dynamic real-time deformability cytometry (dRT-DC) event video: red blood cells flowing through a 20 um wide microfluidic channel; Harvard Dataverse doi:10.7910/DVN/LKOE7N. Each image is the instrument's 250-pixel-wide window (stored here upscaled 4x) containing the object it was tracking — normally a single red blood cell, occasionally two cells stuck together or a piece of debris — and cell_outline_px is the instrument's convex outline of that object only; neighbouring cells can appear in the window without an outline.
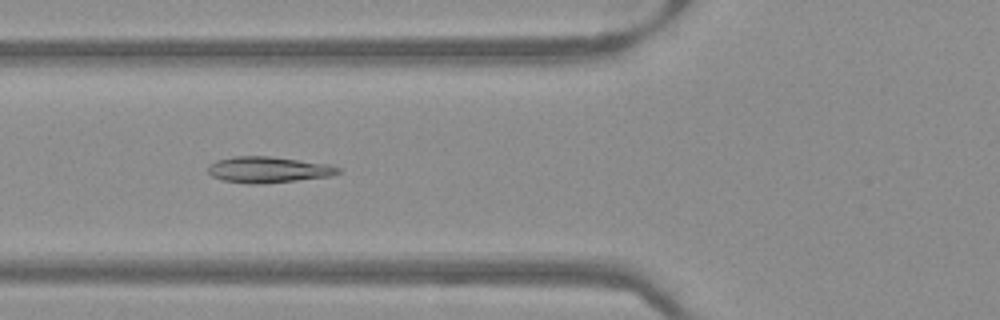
{"species": "Egyptian fruit bat (a non-hibernating species)", "species_latin": "Rousettus aegyptiacus", "temperature_condition": "warm", "stored_images_in_passage": 52, "camera_frame_rate_fps": 3000, "um_per_image_px": 0.085, "frame": {"image": 1, "passage_image": 20, "time_ms": 6.333, "image_size_px": [1000, 320], "cell_outline_px": [[340, 172], [332, 176], [264, 184], [248, 184], [220, 180], [212, 176], [208, 172], [208, 164], [216, 160], [232, 156], [268, 156], [332, 164], [340, 168]], "centroid_in_image_um": [22.79, 14.42], "position_along_channel_um": 103.0, "area_um2": 20.11}}
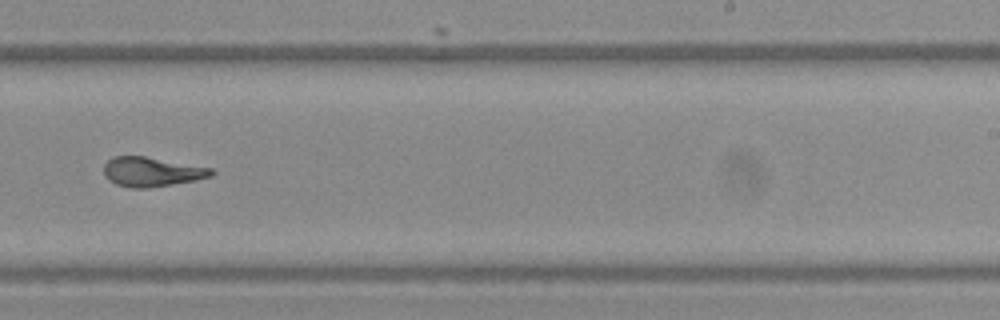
{"frame": {"image": 2, "passage_image": 33, "time_ms": 10.667, "image_size_px": [1000, 320], "cell_outline_px": [[216, 172], [212, 176], [196, 180], [148, 188], [132, 188], [116, 184], [108, 180], [104, 176], [104, 164], [112, 156], [144, 156], [212, 168]], "centroid_in_image_um": [12.88, 14.6], "position_along_channel_um": 276.1, "area_um2": 18.5}}
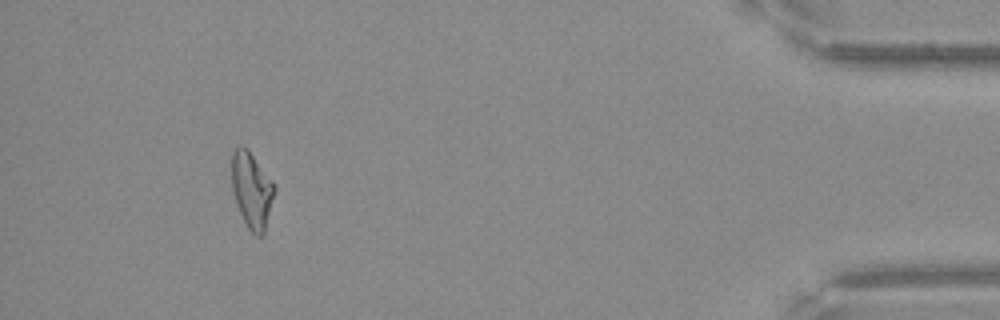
{"frame": {"image": 3, "passage_image": 48, "time_ms": 15.667, "image_size_px": [1000, 320], "cell_outline_px": [[276, 188], [264, 232], [260, 236], [256, 236], [248, 228], [240, 212], [232, 188], [232, 152], [240, 144], [244, 144], [248, 148], [276, 184]], "centroid_in_image_um": [21.41, 16.09], "position_along_channel_um": 413.8, "area_um2": 18.96}}